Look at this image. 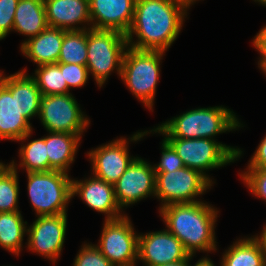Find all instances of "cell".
I'll return each mask as SVG.
<instances>
[{
    "label": "cell",
    "instance_id": "1",
    "mask_svg": "<svg viewBox=\"0 0 266 266\" xmlns=\"http://www.w3.org/2000/svg\"><path fill=\"white\" fill-rule=\"evenodd\" d=\"M186 11L172 0H136L133 22L126 33L128 47L165 52L178 37ZM134 33L136 42L132 41Z\"/></svg>",
    "mask_w": 266,
    "mask_h": 266
},
{
    "label": "cell",
    "instance_id": "2",
    "mask_svg": "<svg viewBox=\"0 0 266 266\" xmlns=\"http://www.w3.org/2000/svg\"><path fill=\"white\" fill-rule=\"evenodd\" d=\"M218 211L202 201L160 207L167 230L174 234L190 255L196 250L216 251L214 224Z\"/></svg>",
    "mask_w": 266,
    "mask_h": 266
},
{
    "label": "cell",
    "instance_id": "3",
    "mask_svg": "<svg viewBox=\"0 0 266 266\" xmlns=\"http://www.w3.org/2000/svg\"><path fill=\"white\" fill-rule=\"evenodd\" d=\"M230 109L222 106L197 108L162 123L150 132H158L164 138H207L213 139L217 134L232 131L242 124Z\"/></svg>",
    "mask_w": 266,
    "mask_h": 266
},
{
    "label": "cell",
    "instance_id": "4",
    "mask_svg": "<svg viewBox=\"0 0 266 266\" xmlns=\"http://www.w3.org/2000/svg\"><path fill=\"white\" fill-rule=\"evenodd\" d=\"M165 52L137 50L127 47L124 52L121 78L133 95L148 107L153 106L160 76V60Z\"/></svg>",
    "mask_w": 266,
    "mask_h": 266
},
{
    "label": "cell",
    "instance_id": "5",
    "mask_svg": "<svg viewBox=\"0 0 266 266\" xmlns=\"http://www.w3.org/2000/svg\"><path fill=\"white\" fill-rule=\"evenodd\" d=\"M127 47L126 35L120 31L87 29L86 66L99 87H102L115 68L121 76L122 60Z\"/></svg>",
    "mask_w": 266,
    "mask_h": 266
},
{
    "label": "cell",
    "instance_id": "6",
    "mask_svg": "<svg viewBox=\"0 0 266 266\" xmlns=\"http://www.w3.org/2000/svg\"><path fill=\"white\" fill-rule=\"evenodd\" d=\"M28 194L38 216L66 213L72 198V179L58 170L27 172Z\"/></svg>",
    "mask_w": 266,
    "mask_h": 266
},
{
    "label": "cell",
    "instance_id": "7",
    "mask_svg": "<svg viewBox=\"0 0 266 266\" xmlns=\"http://www.w3.org/2000/svg\"><path fill=\"white\" fill-rule=\"evenodd\" d=\"M177 152L185 167L200 171L220 168L239 158L242 151L207 138H164Z\"/></svg>",
    "mask_w": 266,
    "mask_h": 266
},
{
    "label": "cell",
    "instance_id": "8",
    "mask_svg": "<svg viewBox=\"0 0 266 266\" xmlns=\"http://www.w3.org/2000/svg\"><path fill=\"white\" fill-rule=\"evenodd\" d=\"M155 174V196L162 200V207L198 202L194 197L204 194L212 186V182L200 171L185 166L174 172Z\"/></svg>",
    "mask_w": 266,
    "mask_h": 266
},
{
    "label": "cell",
    "instance_id": "9",
    "mask_svg": "<svg viewBox=\"0 0 266 266\" xmlns=\"http://www.w3.org/2000/svg\"><path fill=\"white\" fill-rule=\"evenodd\" d=\"M138 236L127 216L105 220L100 244L95 246L113 266H135L138 260Z\"/></svg>",
    "mask_w": 266,
    "mask_h": 266
},
{
    "label": "cell",
    "instance_id": "10",
    "mask_svg": "<svg viewBox=\"0 0 266 266\" xmlns=\"http://www.w3.org/2000/svg\"><path fill=\"white\" fill-rule=\"evenodd\" d=\"M39 118L49 132L82 134L89 124L72 94L42 96Z\"/></svg>",
    "mask_w": 266,
    "mask_h": 266
},
{
    "label": "cell",
    "instance_id": "11",
    "mask_svg": "<svg viewBox=\"0 0 266 266\" xmlns=\"http://www.w3.org/2000/svg\"><path fill=\"white\" fill-rule=\"evenodd\" d=\"M31 133L30 122L19 111L18 73H0V139L24 141Z\"/></svg>",
    "mask_w": 266,
    "mask_h": 266
},
{
    "label": "cell",
    "instance_id": "12",
    "mask_svg": "<svg viewBox=\"0 0 266 266\" xmlns=\"http://www.w3.org/2000/svg\"><path fill=\"white\" fill-rule=\"evenodd\" d=\"M156 174L153 166L136 157L114 184L115 197L122 209L148 195L155 197Z\"/></svg>",
    "mask_w": 266,
    "mask_h": 266
},
{
    "label": "cell",
    "instance_id": "13",
    "mask_svg": "<svg viewBox=\"0 0 266 266\" xmlns=\"http://www.w3.org/2000/svg\"><path fill=\"white\" fill-rule=\"evenodd\" d=\"M67 213L55 216H38L27 229L28 249L55 262L59 257L66 235Z\"/></svg>",
    "mask_w": 266,
    "mask_h": 266
},
{
    "label": "cell",
    "instance_id": "14",
    "mask_svg": "<svg viewBox=\"0 0 266 266\" xmlns=\"http://www.w3.org/2000/svg\"><path fill=\"white\" fill-rule=\"evenodd\" d=\"M190 254L167 229L138 236V259L146 266H159L185 260Z\"/></svg>",
    "mask_w": 266,
    "mask_h": 266
},
{
    "label": "cell",
    "instance_id": "15",
    "mask_svg": "<svg viewBox=\"0 0 266 266\" xmlns=\"http://www.w3.org/2000/svg\"><path fill=\"white\" fill-rule=\"evenodd\" d=\"M127 144L124 138L116 139L88 152L93 175L114 185L135 159L129 156Z\"/></svg>",
    "mask_w": 266,
    "mask_h": 266
},
{
    "label": "cell",
    "instance_id": "16",
    "mask_svg": "<svg viewBox=\"0 0 266 266\" xmlns=\"http://www.w3.org/2000/svg\"><path fill=\"white\" fill-rule=\"evenodd\" d=\"M136 0H89L93 29L117 30L126 35L134 17Z\"/></svg>",
    "mask_w": 266,
    "mask_h": 266
},
{
    "label": "cell",
    "instance_id": "17",
    "mask_svg": "<svg viewBox=\"0 0 266 266\" xmlns=\"http://www.w3.org/2000/svg\"><path fill=\"white\" fill-rule=\"evenodd\" d=\"M78 194L92 209L107 214L106 220H115L123 217L117 203L114 185L95 176L90 179L72 180V197Z\"/></svg>",
    "mask_w": 266,
    "mask_h": 266
},
{
    "label": "cell",
    "instance_id": "18",
    "mask_svg": "<svg viewBox=\"0 0 266 266\" xmlns=\"http://www.w3.org/2000/svg\"><path fill=\"white\" fill-rule=\"evenodd\" d=\"M47 22L50 27L71 30H87L76 28V24L90 22L89 0H44Z\"/></svg>",
    "mask_w": 266,
    "mask_h": 266
},
{
    "label": "cell",
    "instance_id": "19",
    "mask_svg": "<svg viewBox=\"0 0 266 266\" xmlns=\"http://www.w3.org/2000/svg\"><path fill=\"white\" fill-rule=\"evenodd\" d=\"M63 37V29L48 26L37 36L24 41L21 51L38 66L57 63Z\"/></svg>",
    "mask_w": 266,
    "mask_h": 266
},
{
    "label": "cell",
    "instance_id": "20",
    "mask_svg": "<svg viewBox=\"0 0 266 266\" xmlns=\"http://www.w3.org/2000/svg\"><path fill=\"white\" fill-rule=\"evenodd\" d=\"M45 136L47 156L49 158V171L58 170L67 172L74 162L81 134L49 132Z\"/></svg>",
    "mask_w": 266,
    "mask_h": 266
},
{
    "label": "cell",
    "instance_id": "21",
    "mask_svg": "<svg viewBox=\"0 0 266 266\" xmlns=\"http://www.w3.org/2000/svg\"><path fill=\"white\" fill-rule=\"evenodd\" d=\"M48 26L44 0H19L13 30L31 38Z\"/></svg>",
    "mask_w": 266,
    "mask_h": 266
},
{
    "label": "cell",
    "instance_id": "22",
    "mask_svg": "<svg viewBox=\"0 0 266 266\" xmlns=\"http://www.w3.org/2000/svg\"><path fill=\"white\" fill-rule=\"evenodd\" d=\"M230 247L223 255L221 266L266 265V258L262 245L256 237L240 239Z\"/></svg>",
    "mask_w": 266,
    "mask_h": 266
},
{
    "label": "cell",
    "instance_id": "23",
    "mask_svg": "<svg viewBox=\"0 0 266 266\" xmlns=\"http://www.w3.org/2000/svg\"><path fill=\"white\" fill-rule=\"evenodd\" d=\"M25 224L20 211L0 212V246L18 256L27 234Z\"/></svg>",
    "mask_w": 266,
    "mask_h": 266
},
{
    "label": "cell",
    "instance_id": "24",
    "mask_svg": "<svg viewBox=\"0 0 266 266\" xmlns=\"http://www.w3.org/2000/svg\"><path fill=\"white\" fill-rule=\"evenodd\" d=\"M25 71L18 72V105L21 114L29 121L40 114L42 94L33 76L26 75Z\"/></svg>",
    "mask_w": 266,
    "mask_h": 266
},
{
    "label": "cell",
    "instance_id": "25",
    "mask_svg": "<svg viewBox=\"0 0 266 266\" xmlns=\"http://www.w3.org/2000/svg\"><path fill=\"white\" fill-rule=\"evenodd\" d=\"M57 63H87V30H64V37Z\"/></svg>",
    "mask_w": 266,
    "mask_h": 266
},
{
    "label": "cell",
    "instance_id": "26",
    "mask_svg": "<svg viewBox=\"0 0 266 266\" xmlns=\"http://www.w3.org/2000/svg\"><path fill=\"white\" fill-rule=\"evenodd\" d=\"M15 162L0 168V212L18 210L19 183Z\"/></svg>",
    "mask_w": 266,
    "mask_h": 266
},
{
    "label": "cell",
    "instance_id": "27",
    "mask_svg": "<svg viewBox=\"0 0 266 266\" xmlns=\"http://www.w3.org/2000/svg\"><path fill=\"white\" fill-rule=\"evenodd\" d=\"M33 78L42 96L70 94L63 73L60 70V63L39 66Z\"/></svg>",
    "mask_w": 266,
    "mask_h": 266
},
{
    "label": "cell",
    "instance_id": "28",
    "mask_svg": "<svg viewBox=\"0 0 266 266\" xmlns=\"http://www.w3.org/2000/svg\"><path fill=\"white\" fill-rule=\"evenodd\" d=\"M19 151L21 156L20 167L26 168L27 172L49 171L45 137L23 145Z\"/></svg>",
    "mask_w": 266,
    "mask_h": 266
},
{
    "label": "cell",
    "instance_id": "29",
    "mask_svg": "<svg viewBox=\"0 0 266 266\" xmlns=\"http://www.w3.org/2000/svg\"><path fill=\"white\" fill-rule=\"evenodd\" d=\"M73 266H113L111 262L92 244H84L77 254Z\"/></svg>",
    "mask_w": 266,
    "mask_h": 266
},
{
    "label": "cell",
    "instance_id": "30",
    "mask_svg": "<svg viewBox=\"0 0 266 266\" xmlns=\"http://www.w3.org/2000/svg\"><path fill=\"white\" fill-rule=\"evenodd\" d=\"M60 70L63 73L68 90L70 87L84 86L89 78V71L86 65L60 63Z\"/></svg>",
    "mask_w": 266,
    "mask_h": 266
},
{
    "label": "cell",
    "instance_id": "31",
    "mask_svg": "<svg viewBox=\"0 0 266 266\" xmlns=\"http://www.w3.org/2000/svg\"><path fill=\"white\" fill-rule=\"evenodd\" d=\"M241 177L255 196L266 200V169L248 168Z\"/></svg>",
    "mask_w": 266,
    "mask_h": 266
},
{
    "label": "cell",
    "instance_id": "32",
    "mask_svg": "<svg viewBox=\"0 0 266 266\" xmlns=\"http://www.w3.org/2000/svg\"><path fill=\"white\" fill-rule=\"evenodd\" d=\"M162 149L161 161L153 166L155 172H174L185 166L177 152L165 139H163Z\"/></svg>",
    "mask_w": 266,
    "mask_h": 266
},
{
    "label": "cell",
    "instance_id": "33",
    "mask_svg": "<svg viewBox=\"0 0 266 266\" xmlns=\"http://www.w3.org/2000/svg\"><path fill=\"white\" fill-rule=\"evenodd\" d=\"M19 0H0V40L13 30L15 10Z\"/></svg>",
    "mask_w": 266,
    "mask_h": 266
},
{
    "label": "cell",
    "instance_id": "34",
    "mask_svg": "<svg viewBox=\"0 0 266 266\" xmlns=\"http://www.w3.org/2000/svg\"><path fill=\"white\" fill-rule=\"evenodd\" d=\"M253 45L262 55L258 65H260L259 67L266 74V26L254 37Z\"/></svg>",
    "mask_w": 266,
    "mask_h": 266
},
{
    "label": "cell",
    "instance_id": "35",
    "mask_svg": "<svg viewBox=\"0 0 266 266\" xmlns=\"http://www.w3.org/2000/svg\"><path fill=\"white\" fill-rule=\"evenodd\" d=\"M249 162L248 168L266 169V135Z\"/></svg>",
    "mask_w": 266,
    "mask_h": 266
},
{
    "label": "cell",
    "instance_id": "36",
    "mask_svg": "<svg viewBox=\"0 0 266 266\" xmlns=\"http://www.w3.org/2000/svg\"><path fill=\"white\" fill-rule=\"evenodd\" d=\"M192 258V255H190L187 259L185 260H181V261H177V262H173V263H166L163 265H159V266H190L189 260Z\"/></svg>",
    "mask_w": 266,
    "mask_h": 266
},
{
    "label": "cell",
    "instance_id": "37",
    "mask_svg": "<svg viewBox=\"0 0 266 266\" xmlns=\"http://www.w3.org/2000/svg\"><path fill=\"white\" fill-rule=\"evenodd\" d=\"M256 238L260 241L266 258V225L263 228L262 234L259 237L256 236Z\"/></svg>",
    "mask_w": 266,
    "mask_h": 266
},
{
    "label": "cell",
    "instance_id": "38",
    "mask_svg": "<svg viewBox=\"0 0 266 266\" xmlns=\"http://www.w3.org/2000/svg\"><path fill=\"white\" fill-rule=\"evenodd\" d=\"M194 266H214V264L209 258L203 257L202 259L198 260Z\"/></svg>",
    "mask_w": 266,
    "mask_h": 266
},
{
    "label": "cell",
    "instance_id": "39",
    "mask_svg": "<svg viewBox=\"0 0 266 266\" xmlns=\"http://www.w3.org/2000/svg\"><path fill=\"white\" fill-rule=\"evenodd\" d=\"M172 1L183 6L187 10L190 7V5L194 3L196 0H172Z\"/></svg>",
    "mask_w": 266,
    "mask_h": 266
},
{
    "label": "cell",
    "instance_id": "40",
    "mask_svg": "<svg viewBox=\"0 0 266 266\" xmlns=\"http://www.w3.org/2000/svg\"><path fill=\"white\" fill-rule=\"evenodd\" d=\"M254 1L260 2L262 5L264 4L266 6V0H254Z\"/></svg>",
    "mask_w": 266,
    "mask_h": 266
}]
</instances>
